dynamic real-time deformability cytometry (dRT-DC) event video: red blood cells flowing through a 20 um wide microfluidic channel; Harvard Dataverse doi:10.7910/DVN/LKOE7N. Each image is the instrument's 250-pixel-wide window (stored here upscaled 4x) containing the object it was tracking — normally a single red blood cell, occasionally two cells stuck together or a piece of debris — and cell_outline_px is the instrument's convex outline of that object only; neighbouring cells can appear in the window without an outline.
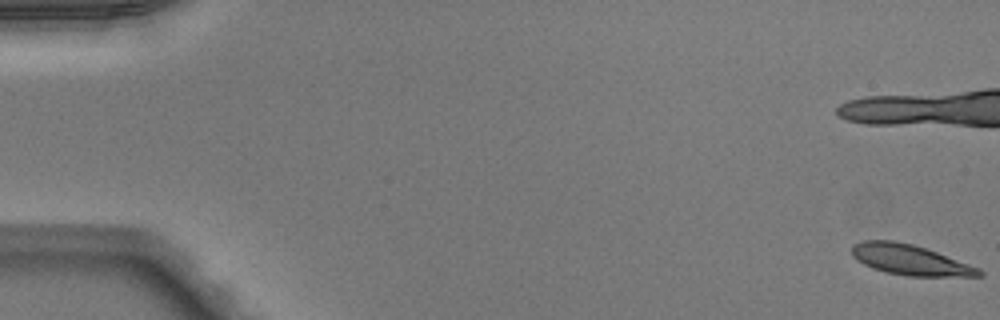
{"species": "Egyptian fruit bat (a non-hibernating species)", "species_latin": "Rousettus aegyptiacus", "temperature_condition": "warm", "stored_images_in_passage": 52, "camera_frame_rate_fps": 3000, "um_per_image_px": 0.085, "animal": {"sex": "male"}, "frame": {"image": 1, "passage_image": 1, "time_ms": 0.0, "image_size_px": [1000, 320], "cell_outline_px": [[984, 276], [908, 276], [884, 272], [872, 268], [856, 260], [852, 256], [852, 244], [860, 240], [896, 240], [912, 244], [936, 252], [980, 268], [984, 272]], "centroid_in_image_um": [77.32, 22.08], "position_along_channel_um": 7.7, "area_um2": 22.6}, "authors_computed_cell_mechanics": {"area_um2": 23.0044, "velocity_mm_per_s": 3.9928, "shape_relaxation_time_tau1_ms": 4.5349, "shape_relaxation_time_tau2_ms": 1.8577, "deformation_change_tau1": 0.162, "deformation_change_tau2": 0.104}}